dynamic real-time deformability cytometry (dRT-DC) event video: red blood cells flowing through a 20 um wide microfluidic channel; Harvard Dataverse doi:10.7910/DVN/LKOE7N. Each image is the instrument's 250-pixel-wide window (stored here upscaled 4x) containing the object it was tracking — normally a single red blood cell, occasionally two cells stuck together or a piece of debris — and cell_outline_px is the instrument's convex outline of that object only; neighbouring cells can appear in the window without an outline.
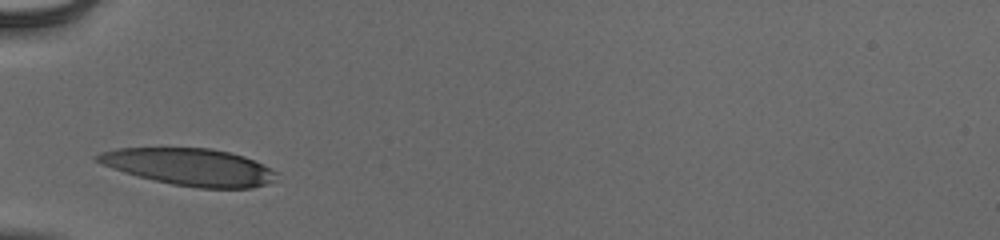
{"species": "human", "species_latin": "Homo sapiens", "temperature_condition": "cold", "stored_images_in_passage": 27, "camera_frame_rate_fps": 3000, "um_per_image_px": 0.085, "donor": {"sex": "male"}, "frame": {"image": 1, "passage_image": 1, "time_ms": 0.0, "image_size_px": [1000, 240], "cell_outline_px": [[276, 172], [272, 180], [264, 184], [252, 188], [200, 188], [172, 184], [152, 180], [136, 176], [112, 168], [96, 160], [92, 156], [100, 152], [116, 148], [212, 148], [244, 156], [264, 164]], "centroid_in_image_um": [16.07, 14.18], "position_along_channel_um": 68.9, "area_um2": 38.49}}
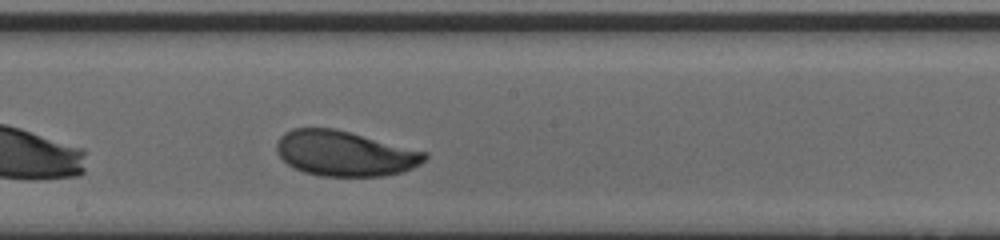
{"frame": {"image": 2, "passage_image": 13, "time_ms": 4.0, "image_size_px": [1000, 240], "cell_outline_px": [[428, 156], [420, 164], [412, 168], [400, 172], [384, 176], [320, 176], [304, 172], [288, 164], [276, 152], [276, 144], [280, 136], [284, 132], [292, 128], [336, 128], [428, 152]], "centroid_in_image_um": [29.3, 13.03], "position_along_channel_um": 218.9, "area_um2": 39.13}}
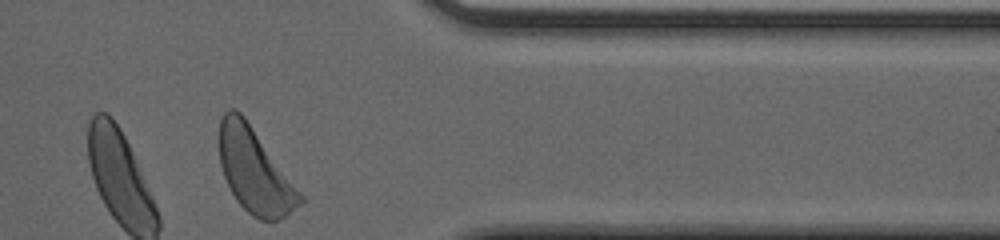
{"frame": {"image": 3, "passage_image": 27, "time_ms": 8.667, "image_size_px": [1000, 240], "cell_outline_px": [[304, 200], [300, 204], [280, 220], [260, 220], [252, 216], [236, 200], [224, 176], [220, 164], [220, 120], [224, 112], [228, 108], [236, 108], [244, 116], [304, 196]], "centroid_in_image_um": [21.65, 14.52], "position_along_channel_um": 389.8, "area_um2": 39.25}, "authors_computed_cell_mechanics": {"area_um2": 39.1306, "velocity_mm_per_s": 3.8524, "shape_relaxation_time_tau1_ms": 2.153, "shape_relaxation_time_tau2_ms": null, "deformation_change_tau1": 0.1382, "deformation_change_tau2": null}}